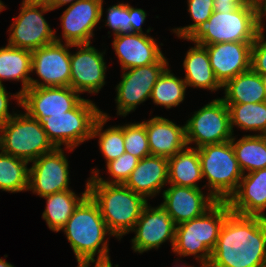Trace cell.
Instances as JSON below:
<instances>
[{
    "label": "cell",
    "instance_id": "cell-1",
    "mask_svg": "<svg viewBox=\"0 0 266 267\" xmlns=\"http://www.w3.org/2000/svg\"><path fill=\"white\" fill-rule=\"evenodd\" d=\"M206 267H266V218L230 212Z\"/></svg>",
    "mask_w": 266,
    "mask_h": 267
},
{
    "label": "cell",
    "instance_id": "cell-2",
    "mask_svg": "<svg viewBox=\"0 0 266 267\" xmlns=\"http://www.w3.org/2000/svg\"><path fill=\"white\" fill-rule=\"evenodd\" d=\"M60 231L66 235L78 264L111 262L109 238L105 237L113 235L89 194L78 204Z\"/></svg>",
    "mask_w": 266,
    "mask_h": 267
},
{
    "label": "cell",
    "instance_id": "cell-3",
    "mask_svg": "<svg viewBox=\"0 0 266 267\" xmlns=\"http://www.w3.org/2000/svg\"><path fill=\"white\" fill-rule=\"evenodd\" d=\"M88 194L97 203L107 229L117 239L132 231L148 200L124 184L98 182L89 177Z\"/></svg>",
    "mask_w": 266,
    "mask_h": 267
},
{
    "label": "cell",
    "instance_id": "cell-4",
    "mask_svg": "<svg viewBox=\"0 0 266 267\" xmlns=\"http://www.w3.org/2000/svg\"><path fill=\"white\" fill-rule=\"evenodd\" d=\"M230 212L227 201H217L202 216L176 225L173 253L181 258L194 256L200 267H206Z\"/></svg>",
    "mask_w": 266,
    "mask_h": 267
},
{
    "label": "cell",
    "instance_id": "cell-5",
    "mask_svg": "<svg viewBox=\"0 0 266 267\" xmlns=\"http://www.w3.org/2000/svg\"><path fill=\"white\" fill-rule=\"evenodd\" d=\"M256 1L237 7L230 13L213 11L206 23L192 36L184 39L198 45L224 42H254L263 30Z\"/></svg>",
    "mask_w": 266,
    "mask_h": 267
},
{
    "label": "cell",
    "instance_id": "cell-6",
    "mask_svg": "<svg viewBox=\"0 0 266 267\" xmlns=\"http://www.w3.org/2000/svg\"><path fill=\"white\" fill-rule=\"evenodd\" d=\"M203 179L208 193L217 201H228L238 189L241 171L230 141L198 148Z\"/></svg>",
    "mask_w": 266,
    "mask_h": 267
},
{
    "label": "cell",
    "instance_id": "cell-7",
    "mask_svg": "<svg viewBox=\"0 0 266 267\" xmlns=\"http://www.w3.org/2000/svg\"><path fill=\"white\" fill-rule=\"evenodd\" d=\"M102 114L90 99H82L72 110L63 114L42 117L39 123L56 148L73 151L80 144L92 139L96 119Z\"/></svg>",
    "mask_w": 266,
    "mask_h": 267
},
{
    "label": "cell",
    "instance_id": "cell-8",
    "mask_svg": "<svg viewBox=\"0 0 266 267\" xmlns=\"http://www.w3.org/2000/svg\"><path fill=\"white\" fill-rule=\"evenodd\" d=\"M55 148L39 121L26 112H16L0 127V151L5 154L30 163Z\"/></svg>",
    "mask_w": 266,
    "mask_h": 267
},
{
    "label": "cell",
    "instance_id": "cell-9",
    "mask_svg": "<svg viewBox=\"0 0 266 267\" xmlns=\"http://www.w3.org/2000/svg\"><path fill=\"white\" fill-rule=\"evenodd\" d=\"M186 143L201 148L230 141L234 135L228 106L221 98L205 104L186 121Z\"/></svg>",
    "mask_w": 266,
    "mask_h": 267
},
{
    "label": "cell",
    "instance_id": "cell-10",
    "mask_svg": "<svg viewBox=\"0 0 266 267\" xmlns=\"http://www.w3.org/2000/svg\"><path fill=\"white\" fill-rule=\"evenodd\" d=\"M53 11L46 4L30 3L23 0L20 13L13 17L9 28V46L34 51L55 42V29L52 30L44 14Z\"/></svg>",
    "mask_w": 266,
    "mask_h": 267
},
{
    "label": "cell",
    "instance_id": "cell-11",
    "mask_svg": "<svg viewBox=\"0 0 266 267\" xmlns=\"http://www.w3.org/2000/svg\"><path fill=\"white\" fill-rule=\"evenodd\" d=\"M169 67L163 55L156 63L122 70V80L116 85L117 116L126 117L137 105L151 97L152 89L163 71Z\"/></svg>",
    "mask_w": 266,
    "mask_h": 267
},
{
    "label": "cell",
    "instance_id": "cell-12",
    "mask_svg": "<svg viewBox=\"0 0 266 267\" xmlns=\"http://www.w3.org/2000/svg\"><path fill=\"white\" fill-rule=\"evenodd\" d=\"M72 44L55 41L31 52L30 87L70 86V51Z\"/></svg>",
    "mask_w": 266,
    "mask_h": 267
},
{
    "label": "cell",
    "instance_id": "cell-13",
    "mask_svg": "<svg viewBox=\"0 0 266 267\" xmlns=\"http://www.w3.org/2000/svg\"><path fill=\"white\" fill-rule=\"evenodd\" d=\"M72 48L78 51L70 52V87L79 94H98L106 84V50L100 52L91 43L72 44Z\"/></svg>",
    "mask_w": 266,
    "mask_h": 267
},
{
    "label": "cell",
    "instance_id": "cell-14",
    "mask_svg": "<svg viewBox=\"0 0 266 267\" xmlns=\"http://www.w3.org/2000/svg\"><path fill=\"white\" fill-rule=\"evenodd\" d=\"M31 163L28 191L43 198L55 192L71 189L69 161L63 148H55Z\"/></svg>",
    "mask_w": 266,
    "mask_h": 267
},
{
    "label": "cell",
    "instance_id": "cell-15",
    "mask_svg": "<svg viewBox=\"0 0 266 267\" xmlns=\"http://www.w3.org/2000/svg\"><path fill=\"white\" fill-rule=\"evenodd\" d=\"M131 232L135 233L131 243L132 250L136 253L159 249L168 240L173 249L176 224L161 205L151 207L147 203Z\"/></svg>",
    "mask_w": 266,
    "mask_h": 267
},
{
    "label": "cell",
    "instance_id": "cell-16",
    "mask_svg": "<svg viewBox=\"0 0 266 267\" xmlns=\"http://www.w3.org/2000/svg\"><path fill=\"white\" fill-rule=\"evenodd\" d=\"M104 0H78L63 11L61 20L62 38L55 40L70 44H90L94 37V29L103 17Z\"/></svg>",
    "mask_w": 266,
    "mask_h": 267
},
{
    "label": "cell",
    "instance_id": "cell-17",
    "mask_svg": "<svg viewBox=\"0 0 266 267\" xmlns=\"http://www.w3.org/2000/svg\"><path fill=\"white\" fill-rule=\"evenodd\" d=\"M83 97L72 87H29L21 94V108L32 118L63 114L72 110Z\"/></svg>",
    "mask_w": 266,
    "mask_h": 267
},
{
    "label": "cell",
    "instance_id": "cell-18",
    "mask_svg": "<svg viewBox=\"0 0 266 267\" xmlns=\"http://www.w3.org/2000/svg\"><path fill=\"white\" fill-rule=\"evenodd\" d=\"M168 185L161 193L160 205L176 225L202 216L217 202L209 193H203V188Z\"/></svg>",
    "mask_w": 266,
    "mask_h": 267
},
{
    "label": "cell",
    "instance_id": "cell-19",
    "mask_svg": "<svg viewBox=\"0 0 266 267\" xmlns=\"http://www.w3.org/2000/svg\"><path fill=\"white\" fill-rule=\"evenodd\" d=\"M253 42H224L204 46L214 75L223 86L228 80L251 69Z\"/></svg>",
    "mask_w": 266,
    "mask_h": 267
},
{
    "label": "cell",
    "instance_id": "cell-20",
    "mask_svg": "<svg viewBox=\"0 0 266 267\" xmlns=\"http://www.w3.org/2000/svg\"><path fill=\"white\" fill-rule=\"evenodd\" d=\"M120 33L114 35L112 42L115 54L120 62L122 70L145 66L156 63L163 55L156 38L148 33Z\"/></svg>",
    "mask_w": 266,
    "mask_h": 267
},
{
    "label": "cell",
    "instance_id": "cell-21",
    "mask_svg": "<svg viewBox=\"0 0 266 267\" xmlns=\"http://www.w3.org/2000/svg\"><path fill=\"white\" fill-rule=\"evenodd\" d=\"M227 202L233 213L266 218V168L243 174Z\"/></svg>",
    "mask_w": 266,
    "mask_h": 267
},
{
    "label": "cell",
    "instance_id": "cell-22",
    "mask_svg": "<svg viewBox=\"0 0 266 267\" xmlns=\"http://www.w3.org/2000/svg\"><path fill=\"white\" fill-rule=\"evenodd\" d=\"M166 184H168V158L149 155L140 159L124 185L148 200L161 193Z\"/></svg>",
    "mask_w": 266,
    "mask_h": 267
},
{
    "label": "cell",
    "instance_id": "cell-23",
    "mask_svg": "<svg viewBox=\"0 0 266 267\" xmlns=\"http://www.w3.org/2000/svg\"><path fill=\"white\" fill-rule=\"evenodd\" d=\"M145 129L151 155L169 158L187 146L185 125H177L168 118L154 116L145 121Z\"/></svg>",
    "mask_w": 266,
    "mask_h": 267
},
{
    "label": "cell",
    "instance_id": "cell-24",
    "mask_svg": "<svg viewBox=\"0 0 266 267\" xmlns=\"http://www.w3.org/2000/svg\"><path fill=\"white\" fill-rule=\"evenodd\" d=\"M186 53L183 60L185 70L184 81L188 87L211 90L215 92L222 89L211 68L208 51L204 46L194 43Z\"/></svg>",
    "mask_w": 266,
    "mask_h": 267
},
{
    "label": "cell",
    "instance_id": "cell-25",
    "mask_svg": "<svg viewBox=\"0 0 266 267\" xmlns=\"http://www.w3.org/2000/svg\"><path fill=\"white\" fill-rule=\"evenodd\" d=\"M224 103H260L266 102V88L260 74L252 69L228 80L223 86Z\"/></svg>",
    "mask_w": 266,
    "mask_h": 267
},
{
    "label": "cell",
    "instance_id": "cell-26",
    "mask_svg": "<svg viewBox=\"0 0 266 267\" xmlns=\"http://www.w3.org/2000/svg\"><path fill=\"white\" fill-rule=\"evenodd\" d=\"M202 179L198 149L194 146H186L175 156L168 158V184L202 188L197 184Z\"/></svg>",
    "mask_w": 266,
    "mask_h": 267
},
{
    "label": "cell",
    "instance_id": "cell-27",
    "mask_svg": "<svg viewBox=\"0 0 266 267\" xmlns=\"http://www.w3.org/2000/svg\"><path fill=\"white\" fill-rule=\"evenodd\" d=\"M85 185V191L80 196L73 189H69L43 197L46 200V206L42 218L51 231L59 232L72 216L78 204L88 195L87 181Z\"/></svg>",
    "mask_w": 266,
    "mask_h": 267
},
{
    "label": "cell",
    "instance_id": "cell-28",
    "mask_svg": "<svg viewBox=\"0 0 266 267\" xmlns=\"http://www.w3.org/2000/svg\"><path fill=\"white\" fill-rule=\"evenodd\" d=\"M31 51L6 45L0 47V85L3 81H20L22 94L30 87Z\"/></svg>",
    "mask_w": 266,
    "mask_h": 267
},
{
    "label": "cell",
    "instance_id": "cell-29",
    "mask_svg": "<svg viewBox=\"0 0 266 267\" xmlns=\"http://www.w3.org/2000/svg\"><path fill=\"white\" fill-rule=\"evenodd\" d=\"M233 136L231 143L243 174L266 168V139L263 135Z\"/></svg>",
    "mask_w": 266,
    "mask_h": 267
},
{
    "label": "cell",
    "instance_id": "cell-30",
    "mask_svg": "<svg viewBox=\"0 0 266 267\" xmlns=\"http://www.w3.org/2000/svg\"><path fill=\"white\" fill-rule=\"evenodd\" d=\"M110 118L102 110V114L96 119L92 130V139L98 138L99 150L104 156L106 164L125 153L123 125L103 128Z\"/></svg>",
    "mask_w": 266,
    "mask_h": 267
},
{
    "label": "cell",
    "instance_id": "cell-31",
    "mask_svg": "<svg viewBox=\"0 0 266 267\" xmlns=\"http://www.w3.org/2000/svg\"><path fill=\"white\" fill-rule=\"evenodd\" d=\"M225 104L229 108L232 132L234 126L246 132L259 133L258 135L266 132V102Z\"/></svg>",
    "mask_w": 266,
    "mask_h": 267
},
{
    "label": "cell",
    "instance_id": "cell-32",
    "mask_svg": "<svg viewBox=\"0 0 266 267\" xmlns=\"http://www.w3.org/2000/svg\"><path fill=\"white\" fill-rule=\"evenodd\" d=\"M171 72L170 67L163 71L153 86L150 97L153 104L166 109L178 107L179 104L183 103L187 90L184 79Z\"/></svg>",
    "mask_w": 266,
    "mask_h": 267
},
{
    "label": "cell",
    "instance_id": "cell-33",
    "mask_svg": "<svg viewBox=\"0 0 266 267\" xmlns=\"http://www.w3.org/2000/svg\"><path fill=\"white\" fill-rule=\"evenodd\" d=\"M29 162L0 152V190L10 193L28 191Z\"/></svg>",
    "mask_w": 266,
    "mask_h": 267
},
{
    "label": "cell",
    "instance_id": "cell-34",
    "mask_svg": "<svg viewBox=\"0 0 266 267\" xmlns=\"http://www.w3.org/2000/svg\"><path fill=\"white\" fill-rule=\"evenodd\" d=\"M187 5V11L194 23L171 30L180 39H191L206 23L213 13L214 0H187Z\"/></svg>",
    "mask_w": 266,
    "mask_h": 267
},
{
    "label": "cell",
    "instance_id": "cell-35",
    "mask_svg": "<svg viewBox=\"0 0 266 267\" xmlns=\"http://www.w3.org/2000/svg\"><path fill=\"white\" fill-rule=\"evenodd\" d=\"M140 159L129 154L124 153L115 160L106 164L107 173L110 174L106 180L101 177L99 169H91L92 175L98 182L112 183V184H125L130 174L135 169ZM111 177V178H110Z\"/></svg>",
    "mask_w": 266,
    "mask_h": 267
},
{
    "label": "cell",
    "instance_id": "cell-36",
    "mask_svg": "<svg viewBox=\"0 0 266 267\" xmlns=\"http://www.w3.org/2000/svg\"><path fill=\"white\" fill-rule=\"evenodd\" d=\"M125 152L139 159L150 154L145 121L123 124Z\"/></svg>",
    "mask_w": 266,
    "mask_h": 267
},
{
    "label": "cell",
    "instance_id": "cell-37",
    "mask_svg": "<svg viewBox=\"0 0 266 267\" xmlns=\"http://www.w3.org/2000/svg\"><path fill=\"white\" fill-rule=\"evenodd\" d=\"M105 26L112 29L113 35L131 33L129 3H118L106 9Z\"/></svg>",
    "mask_w": 266,
    "mask_h": 267
},
{
    "label": "cell",
    "instance_id": "cell-38",
    "mask_svg": "<svg viewBox=\"0 0 266 267\" xmlns=\"http://www.w3.org/2000/svg\"><path fill=\"white\" fill-rule=\"evenodd\" d=\"M263 29L252 43L251 47V69L260 74L266 75V37Z\"/></svg>",
    "mask_w": 266,
    "mask_h": 267
},
{
    "label": "cell",
    "instance_id": "cell-39",
    "mask_svg": "<svg viewBox=\"0 0 266 267\" xmlns=\"http://www.w3.org/2000/svg\"><path fill=\"white\" fill-rule=\"evenodd\" d=\"M10 99H16L17 104L21 106V94L8 93L5 86L0 85V127L16 114L15 111L9 112Z\"/></svg>",
    "mask_w": 266,
    "mask_h": 267
},
{
    "label": "cell",
    "instance_id": "cell-40",
    "mask_svg": "<svg viewBox=\"0 0 266 267\" xmlns=\"http://www.w3.org/2000/svg\"><path fill=\"white\" fill-rule=\"evenodd\" d=\"M129 14L131 23V33L145 34L142 25L145 23L147 13L141 8H134L129 4Z\"/></svg>",
    "mask_w": 266,
    "mask_h": 267
},
{
    "label": "cell",
    "instance_id": "cell-41",
    "mask_svg": "<svg viewBox=\"0 0 266 267\" xmlns=\"http://www.w3.org/2000/svg\"><path fill=\"white\" fill-rule=\"evenodd\" d=\"M252 0H214L213 11L230 13L234 11L237 7L247 5Z\"/></svg>",
    "mask_w": 266,
    "mask_h": 267
},
{
    "label": "cell",
    "instance_id": "cell-42",
    "mask_svg": "<svg viewBox=\"0 0 266 267\" xmlns=\"http://www.w3.org/2000/svg\"><path fill=\"white\" fill-rule=\"evenodd\" d=\"M257 5L258 17L260 20L261 25L265 26L263 18H266V0H255Z\"/></svg>",
    "mask_w": 266,
    "mask_h": 267
},
{
    "label": "cell",
    "instance_id": "cell-43",
    "mask_svg": "<svg viewBox=\"0 0 266 267\" xmlns=\"http://www.w3.org/2000/svg\"><path fill=\"white\" fill-rule=\"evenodd\" d=\"M78 0H51V2L48 4V6L52 10H56L64 5H67L70 3L72 5L73 3L77 2Z\"/></svg>",
    "mask_w": 266,
    "mask_h": 267
},
{
    "label": "cell",
    "instance_id": "cell-44",
    "mask_svg": "<svg viewBox=\"0 0 266 267\" xmlns=\"http://www.w3.org/2000/svg\"><path fill=\"white\" fill-rule=\"evenodd\" d=\"M95 265L93 267H119L118 264L113 266L112 262H105V263H94ZM91 263H81V267H90Z\"/></svg>",
    "mask_w": 266,
    "mask_h": 267
},
{
    "label": "cell",
    "instance_id": "cell-45",
    "mask_svg": "<svg viewBox=\"0 0 266 267\" xmlns=\"http://www.w3.org/2000/svg\"><path fill=\"white\" fill-rule=\"evenodd\" d=\"M26 1L30 3H38V4H46V5H48L51 2V0H26Z\"/></svg>",
    "mask_w": 266,
    "mask_h": 267
},
{
    "label": "cell",
    "instance_id": "cell-46",
    "mask_svg": "<svg viewBox=\"0 0 266 267\" xmlns=\"http://www.w3.org/2000/svg\"><path fill=\"white\" fill-rule=\"evenodd\" d=\"M0 267H15V266L7 262L5 259L0 258Z\"/></svg>",
    "mask_w": 266,
    "mask_h": 267
},
{
    "label": "cell",
    "instance_id": "cell-47",
    "mask_svg": "<svg viewBox=\"0 0 266 267\" xmlns=\"http://www.w3.org/2000/svg\"><path fill=\"white\" fill-rule=\"evenodd\" d=\"M176 264L177 265H174V267H195V266H191V265H188L187 266L185 263L181 265V264H179V263L176 262Z\"/></svg>",
    "mask_w": 266,
    "mask_h": 267
},
{
    "label": "cell",
    "instance_id": "cell-48",
    "mask_svg": "<svg viewBox=\"0 0 266 267\" xmlns=\"http://www.w3.org/2000/svg\"><path fill=\"white\" fill-rule=\"evenodd\" d=\"M4 9H6V6L4 3L0 0V12H2Z\"/></svg>",
    "mask_w": 266,
    "mask_h": 267
},
{
    "label": "cell",
    "instance_id": "cell-49",
    "mask_svg": "<svg viewBox=\"0 0 266 267\" xmlns=\"http://www.w3.org/2000/svg\"><path fill=\"white\" fill-rule=\"evenodd\" d=\"M261 77H262L264 86H265V88H266V75H261Z\"/></svg>",
    "mask_w": 266,
    "mask_h": 267
}]
</instances>
